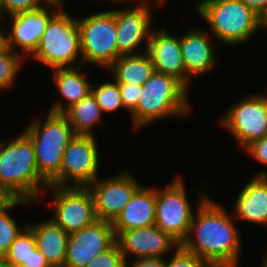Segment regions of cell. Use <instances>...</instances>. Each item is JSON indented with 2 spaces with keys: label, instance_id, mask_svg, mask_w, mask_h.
Wrapping results in <instances>:
<instances>
[{
  "label": "cell",
  "instance_id": "obj_1",
  "mask_svg": "<svg viewBox=\"0 0 267 267\" xmlns=\"http://www.w3.org/2000/svg\"><path fill=\"white\" fill-rule=\"evenodd\" d=\"M198 200L188 235L180 246L211 267H240L243 242L232 213L206 193H200Z\"/></svg>",
  "mask_w": 267,
  "mask_h": 267
},
{
  "label": "cell",
  "instance_id": "obj_2",
  "mask_svg": "<svg viewBox=\"0 0 267 267\" xmlns=\"http://www.w3.org/2000/svg\"><path fill=\"white\" fill-rule=\"evenodd\" d=\"M48 186L39 175L34 145L24 132L7 143L0 141V191L8 199L40 201Z\"/></svg>",
  "mask_w": 267,
  "mask_h": 267
},
{
  "label": "cell",
  "instance_id": "obj_3",
  "mask_svg": "<svg viewBox=\"0 0 267 267\" xmlns=\"http://www.w3.org/2000/svg\"><path fill=\"white\" fill-rule=\"evenodd\" d=\"M188 88L177 78L154 71L145 84L137 107L130 113L135 129L151 123L191 114ZM191 108V109H190Z\"/></svg>",
  "mask_w": 267,
  "mask_h": 267
},
{
  "label": "cell",
  "instance_id": "obj_4",
  "mask_svg": "<svg viewBox=\"0 0 267 267\" xmlns=\"http://www.w3.org/2000/svg\"><path fill=\"white\" fill-rule=\"evenodd\" d=\"M194 11L226 46L244 44L259 31V15L240 0H199Z\"/></svg>",
  "mask_w": 267,
  "mask_h": 267
},
{
  "label": "cell",
  "instance_id": "obj_5",
  "mask_svg": "<svg viewBox=\"0 0 267 267\" xmlns=\"http://www.w3.org/2000/svg\"><path fill=\"white\" fill-rule=\"evenodd\" d=\"M23 132L31 139L39 175L49 184L59 173L63 153L75 133L63 113L47 112L45 120L36 119Z\"/></svg>",
  "mask_w": 267,
  "mask_h": 267
},
{
  "label": "cell",
  "instance_id": "obj_6",
  "mask_svg": "<svg viewBox=\"0 0 267 267\" xmlns=\"http://www.w3.org/2000/svg\"><path fill=\"white\" fill-rule=\"evenodd\" d=\"M30 57L50 69L82 66L77 18L59 9L50 18L37 50Z\"/></svg>",
  "mask_w": 267,
  "mask_h": 267
},
{
  "label": "cell",
  "instance_id": "obj_7",
  "mask_svg": "<svg viewBox=\"0 0 267 267\" xmlns=\"http://www.w3.org/2000/svg\"><path fill=\"white\" fill-rule=\"evenodd\" d=\"M83 66L107 69L120 55L117 51L115 9L77 18Z\"/></svg>",
  "mask_w": 267,
  "mask_h": 267
},
{
  "label": "cell",
  "instance_id": "obj_8",
  "mask_svg": "<svg viewBox=\"0 0 267 267\" xmlns=\"http://www.w3.org/2000/svg\"><path fill=\"white\" fill-rule=\"evenodd\" d=\"M97 142L95 135L75 134L63 153L60 173L49 185L88 187L100 177Z\"/></svg>",
  "mask_w": 267,
  "mask_h": 267
},
{
  "label": "cell",
  "instance_id": "obj_9",
  "mask_svg": "<svg viewBox=\"0 0 267 267\" xmlns=\"http://www.w3.org/2000/svg\"><path fill=\"white\" fill-rule=\"evenodd\" d=\"M175 176L170 184L156 189L155 225L181 245L188 235L195 212L184 180L179 175Z\"/></svg>",
  "mask_w": 267,
  "mask_h": 267
},
{
  "label": "cell",
  "instance_id": "obj_10",
  "mask_svg": "<svg viewBox=\"0 0 267 267\" xmlns=\"http://www.w3.org/2000/svg\"><path fill=\"white\" fill-rule=\"evenodd\" d=\"M247 97L231 105L219 119L242 149L255 140L267 137V94Z\"/></svg>",
  "mask_w": 267,
  "mask_h": 267
},
{
  "label": "cell",
  "instance_id": "obj_11",
  "mask_svg": "<svg viewBox=\"0 0 267 267\" xmlns=\"http://www.w3.org/2000/svg\"><path fill=\"white\" fill-rule=\"evenodd\" d=\"M46 190H52L54 199V212L50 219L68 234L98 220L94 198L88 187L49 185Z\"/></svg>",
  "mask_w": 267,
  "mask_h": 267
},
{
  "label": "cell",
  "instance_id": "obj_12",
  "mask_svg": "<svg viewBox=\"0 0 267 267\" xmlns=\"http://www.w3.org/2000/svg\"><path fill=\"white\" fill-rule=\"evenodd\" d=\"M136 3L128 8L115 9L117 26V51L122 55H137L147 51L148 41L153 28L151 3ZM144 45L145 50L140 51ZM139 50V51H138Z\"/></svg>",
  "mask_w": 267,
  "mask_h": 267
},
{
  "label": "cell",
  "instance_id": "obj_13",
  "mask_svg": "<svg viewBox=\"0 0 267 267\" xmlns=\"http://www.w3.org/2000/svg\"><path fill=\"white\" fill-rule=\"evenodd\" d=\"M142 186L130 172L97 178L88 188L91 190L97 219L113 222Z\"/></svg>",
  "mask_w": 267,
  "mask_h": 267
},
{
  "label": "cell",
  "instance_id": "obj_14",
  "mask_svg": "<svg viewBox=\"0 0 267 267\" xmlns=\"http://www.w3.org/2000/svg\"><path fill=\"white\" fill-rule=\"evenodd\" d=\"M116 242L112 222L96 220L69 234L64 267H86Z\"/></svg>",
  "mask_w": 267,
  "mask_h": 267
},
{
  "label": "cell",
  "instance_id": "obj_15",
  "mask_svg": "<svg viewBox=\"0 0 267 267\" xmlns=\"http://www.w3.org/2000/svg\"><path fill=\"white\" fill-rule=\"evenodd\" d=\"M52 6H40L37 9L8 16L10 23L5 32L6 47L20 53L25 59L32 56L38 48L42 34L50 18L58 11ZM17 47L21 49L18 52Z\"/></svg>",
  "mask_w": 267,
  "mask_h": 267
},
{
  "label": "cell",
  "instance_id": "obj_16",
  "mask_svg": "<svg viewBox=\"0 0 267 267\" xmlns=\"http://www.w3.org/2000/svg\"><path fill=\"white\" fill-rule=\"evenodd\" d=\"M116 242L126 261L128 255H132L133 259L167 257L165 255L180 246L176 240L156 225L122 231L116 237Z\"/></svg>",
  "mask_w": 267,
  "mask_h": 267
},
{
  "label": "cell",
  "instance_id": "obj_17",
  "mask_svg": "<svg viewBox=\"0 0 267 267\" xmlns=\"http://www.w3.org/2000/svg\"><path fill=\"white\" fill-rule=\"evenodd\" d=\"M208 32L201 26L191 28L180 37L182 58L187 73V88L190 79L194 76H202L218 66L216 47L210 41ZM192 76V77H191Z\"/></svg>",
  "mask_w": 267,
  "mask_h": 267
},
{
  "label": "cell",
  "instance_id": "obj_18",
  "mask_svg": "<svg viewBox=\"0 0 267 267\" xmlns=\"http://www.w3.org/2000/svg\"><path fill=\"white\" fill-rule=\"evenodd\" d=\"M156 72L173 76L187 87V73L182 58L180 37L168 30L153 29L146 51Z\"/></svg>",
  "mask_w": 267,
  "mask_h": 267
},
{
  "label": "cell",
  "instance_id": "obj_19",
  "mask_svg": "<svg viewBox=\"0 0 267 267\" xmlns=\"http://www.w3.org/2000/svg\"><path fill=\"white\" fill-rule=\"evenodd\" d=\"M241 187L235 200L233 217L251 224L267 226V172H257Z\"/></svg>",
  "mask_w": 267,
  "mask_h": 267
},
{
  "label": "cell",
  "instance_id": "obj_20",
  "mask_svg": "<svg viewBox=\"0 0 267 267\" xmlns=\"http://www.w3.org/2000/svg\"><path fill=\"white\" fill-rule=\"evenodd\" d=\"M156 187L141 186L112 222L117 237L122 231L155 225Z\"/></svg>",
  "mask_w": 267,
  "mask_h": 267
},
{
  "label": "cell",
  "instance_id": "obj_21",
  "mask_svg": "<svg viewBox=\"0 0 267 267\" xmlns=\"http://www.w3.org/2000/svg\"><path fill=\"white\" fill-rule=\"evenodd\" d=\"M83 65L79 67L54 68L52 79L56 90L61 96L54 101L49 111L63 113L71 105L79 102L91 92V83L87 81ZM65 101V102H63Z\"/></svg>",
  "mask_w": 267,
  "mask_h": 267
},
{
  "label": "cell",
  "instance_id": "obj_22",
  "mask_svg": "<svg viewBox=\"0 0 267 267\" xmlns=\"http://www.w3.org/2000/svg\"><path fill=\"white\" fill-rule=\"evenodd\" d=\"M27 226L33 232L36 247L50 266L64 267L69 234L50 218L37 223L28 222Z\"/></svg>",
  "mask_w": 267,
  "mask_h": 267
},
{
  "label": "cell",
  "instance_id": "obj_23",
  "mask_svg": "<svg viewBox=\"0 0 267 267\" xmlns=\"http://www.w3.org/2000/svg\"><path fill=\"white\" fill-rule=\"evenodd\" d=\"M117 83L143 85L154 73L153 62L147 52L122 55L107 69ZM113 75V76H112Z\"/></svg>",
  "mask_w": 267,
  "mask_h": 267
},
{
  "label": "cell",
  "instance_id": "obj_24",
  "mask_svg": "<svg viewBox=\"0 0 267 267\" xmlns=\"http://www.w3.org/2000/svg\"><path fill=\"white\" fill-rule=\"evenodd\" d=\"M63 114L68 119L75 134L95 135L93 127L103 125V113L94 95L90 92L79 102L67 108Z\"/></svg>",
  "mask_w": 267,
  "mask_h": 267
},
{
  "label": "cell",
  "instance_id": "obj_25",
  "mask_svg": "<svg viewBox=\"0 0 267 267\" xmlns=\"http://www.w3.org/2000/svg\"><path fill=\"white\" fill-rule=\"evenodd\" d=\"M33 203L24 199H8L0 206V255L4 256L16 237L27 226V223L22 227L16 223L15 219L10 215L12 209L19 206L29 205ZM9 212V213H8Z\"/></svg>",
  "mask_w": 267,
  "mask_h": 267
},
{
  "label": "cell",
  "instance_id": "obj_26",
  "mask_svg": "<svg viewBox=\"0 0 267 267\" xmlns=\"http://www.w3.org/2000/svg\"><path fill=\"white\" fill-rule=\"evenodd\" d=\"M111 81L99 83V86L91 85V93L94 95L103 114L124 109L119 84L114 79Z\"/></svg>",
  "mask_w": 267,
  "mask_h": 267
},
{
  "label": "cell",
  "instance_id": "obj_27",
  "mask_svg": "<svg viewBox=\"0 0 267 267\" xmlns=\"http://www.w3.org/2000/svg\"><path fill=\"white\" fill-rule=\"evenodd\" d=\"M35 248L36 241L33 232L26 226L11 244L4 257L11 267H19Z\"/></svg>",
  "mask_w": 267,
  "mask_h": 267
},
{
  "label": "cell",
  "instance_id": "obj_28",
  "mask_svg": "<svg viewBox=\"0 0 267 267\" xmlns=\"http://www.w3.org/2000/svg\"><path fill=\"white\" fill-rule=\"evenodd\" d=\"M23 59L25 58L20 53L8 47L0 51V90L13 88Z\"/></svg>",
  "mask_w": 267,
  "mask_h": 267
},
{
  "label": "cell",
  "instance_id": "obj_29",
  "mask_svg": "<svg viewBox=\"0 0 267 267\" xmlns=\"http://www.w3.org/2000/svg\"><path fill=\"white\" fill-rule=\"evenodd\" d=\"M125 258L117 242L96 256L86 267H125Z\"/></svg>",
  "mask_w": 267,
  "mask_h": 267
},
{
  "label": "cell",
  "instance_id": "obj_30",
  "mask_svg": "<svg viewBox=\"0 0 267 267\" xmlns=\"http://www.w3.org/2000/svg\"><path fill=\"white\" fill-rule=\"evenodd\" d=\"M167 260L166 267H211L205 260L179 246Z\"/></svg>",
  "mask_w": 267,
  "mask_h": 267
},
{
  "label": "cell",
  "instance_id": "obj_31",
  "mask_svg": "<svg viewBox=\"0 0 267 267\" xmlns=\"http://www.w3.org/2000/svg\"><path fill=\"white\" fill-rule=\"evenodd\" d=\"M118 84L123 106L131 113L137 107L142 92V86L131 83Z\"/></svg>",
  "mask_w": 267,
  "mask_h": 267
},
{
  "label": "cell",
  "instance_id": "obj_32",
  "mask_svg": "<svg viewBox=\"0 0 267 267\" xmlns=\"http://www.w3.org/2000/svg\"><path fill=\"white\" fill-rule=\"evenodd\" d=\"M4 14L8 16L37 9L38 0H1Z\"/></svg>",
  "mask_w": 267,
  "mask_h": 267
},
{
  "label": "cell",
  "instance_id": "obj_33",
  "mask_svg": "<svg viewBox=\"0 0 267 267\" xmlns=\"http://www.w3.org/2000/svg\"><path fill=\"white\" fill-rule=\"evenodd\" d=\"M244 150L258 163L267 166V137L251 142Z\"/></svg>",
  "mask_w": 267,
  "mask_h": 267
},
{
  "label": "cell",
  "instance_id": "obj_34",
  "mask_svg": "<svg viewBox=\"0 0 267 267\" xmlns=\"http://www.w3.org/2000/svg\"><path fill=\"white\" fill-rule=\"evenodd\" d=\"M166 264V257H149L127 260L125 267H166Z\"/></svg>",
  "mask_w": 267,
  "mask_h": 267
},
{
  "label": "cell",
  "instance_id": "obj_35",
  "mask_svg": "<svg viewBox=\"0 0 267 267\" xmlns=\"http://www.w3.org/2000/svg\"><path fill=\"white\" fill-rule=\"evenodd\" d=\"M19 267H51L47 262L43 254L36 247L27 258L26 261H23Z\"/></svg>",
  "mask_w": 267,
  "mask_h": 267
},
{
  "label": "cell",
  "instance_id": "obj_36",
  "mask_svg": "<svg viewBox=\"0 0 267 267\" xmlns=\"http://www.w3.org/2000/svg\"><path fill=\"white\" fill-rule=\"evenodd\" d=\"M249 8L253 9L258 15L267 9V0H240Z\"/></svg>",
  "mask_w": 267,
  "mask_h": 267
},
{
  "label": "cell",
  "instance_id": "obj_37",
  "mask_svg": "<svg viewBox=\"0 0 267 267\" xmlns=\"http://www.w3.org/2000/svg\"><path fill=\"white\" fill-rule=\"evenodd\" d=\"M41 6H52L58 9H62L63 0H38Z\"/></svg>",
  "mask_w": 267,
  "mask_h": 267
},
{
  "label": "cell",
  "instance_id": "obj_38",
  "mask_svg": "<svg viewBox=\"0 0 267 267\" xmlns=\"http://www.w3.org/2000/svg\"><path fill=\"white\" fill-rule=\"evenodd\" d=\"M259 30L267 31V9L259 15Z\"/></svg>",
  "mask_w": 267,
  "mask_h": 267
},
{
  "label": "cell",
  "instance_id": "obj_39",
  "mask_svg": "<svg viewBox=\"0 0 267 267\" xmlns=\"http://www.w3.org/2000/svg\"><path fill=\"white\" fill-rule=\"evenodd\" d=\"M109 1V0H108ZM125 2V1H130V0H112V2ZM134 1L136 2H138V4L139 3H143V2H146V1H149V0H132V2L134 3ZM154 1V0H153ZM157 1V2H156ZM154 2H156V3H158V6L160 5H163L166 1L165 0H155Z\"/></svg>",
  "mask_w": 267,
  "mask_h": 267
},
{
  "label": "cell",
  "instance_id": "obj_40",
  "mask_svg": "<svg viewBox=\"0 0 267 267\" xmlns=\"http://www.w3.org/2000/svg\"><path fill=\"white\" fill-rule=\"evenodd\" d=\"M6 47L5 32L0 28V51Z\"/></svg>",
  "mask_w": 267,
  "mask_h": 267
},
{
  "label": "cell",
  "instance_id": "obj_41",
  "mask_svg": "<svg viewBox=\"0 0 267 267\" xmlns=\"http://www.w3.org/2000/svg\"><path fill=\"white\" fill-rule=\"evenodd\" d=\"M0 267H11L2 255H0Z\"/></svg>",
  "mask_w": 267,
  "mask_h": 267
},
{
  "label": "cell",
  "instance_id": "obj_42",
  "mask_svg": "<svg viewBox=\"0 0 267 267\" xmlns=\"http://www.w3.org/2000/svg\"><path fill=\"white\" fill-rule=\"evenodd\" d=\"M8 198L0 191V206H2Z\"/></svg>",
  "mask_w": 267,
  "mask_h": 267
},
{
  "label": "cell",
  "instance_id": "obj_43",
  "mask_svg": "<svg viewBox=\"0 0 267 267\" xmlns=\"http://www.w3.org/2000/svg\"><path fill=\"white\" fill-rule=\"evenodd\" d=\"M261 267H267V252L264 255V258H263V262H262V266Z\"/></svg>",
  "mask_w": 267,
  "mask_h": 267
},
{
  "label": "cell",
  "instance_id": "obj_44",
  "mask_svg": "<svg viewBox=\"0 0 267 267\" xmlns=\"http://www.w3.org/2000/svg\"><path fill=\"white\" fill-rule=\"evenodd\" d=\"M4 16L5 17V14H4V10H3V6H2V2L0 0V18Z\"/></svg>",
  "mask_w": 267,
  "mask_h": 267
}]
</instances>
